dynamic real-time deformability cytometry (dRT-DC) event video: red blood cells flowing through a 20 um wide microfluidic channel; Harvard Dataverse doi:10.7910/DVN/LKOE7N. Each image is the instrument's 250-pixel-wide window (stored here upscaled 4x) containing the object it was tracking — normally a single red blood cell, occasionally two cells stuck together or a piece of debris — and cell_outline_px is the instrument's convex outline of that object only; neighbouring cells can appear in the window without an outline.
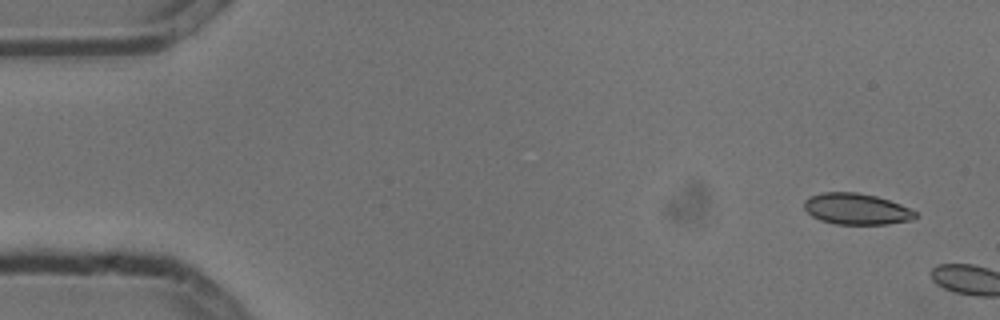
{"species": "common noctule bat (a hibernating species)", "species_latin": "Nyctalus noctula", "temperature_condition": "cold", "stored_images_in_passage": 2, "camera_frame_rate_fps": 3000, "um_per_image_px": 0.085, "animal": {"sex": "male", "body_mass_g": 13.3}, "frame": {"image": 1, "passage_image": 2, "time_ms": 0.333, "image_size_px": [1000, 320], "cell_outline_px": [[920, 216], [912, 220], [888, 224], [836, 224], [820, 220], [812, 216], [804, 208], [804, 200], [812, 196], [824, 192], [856, 192], [876, 196], [900, 204], [916, 212]], "centroid_in_image_um": [72.82, 17.77], "position_along_channel_um": 12.2, "area_um2": 20.17}}